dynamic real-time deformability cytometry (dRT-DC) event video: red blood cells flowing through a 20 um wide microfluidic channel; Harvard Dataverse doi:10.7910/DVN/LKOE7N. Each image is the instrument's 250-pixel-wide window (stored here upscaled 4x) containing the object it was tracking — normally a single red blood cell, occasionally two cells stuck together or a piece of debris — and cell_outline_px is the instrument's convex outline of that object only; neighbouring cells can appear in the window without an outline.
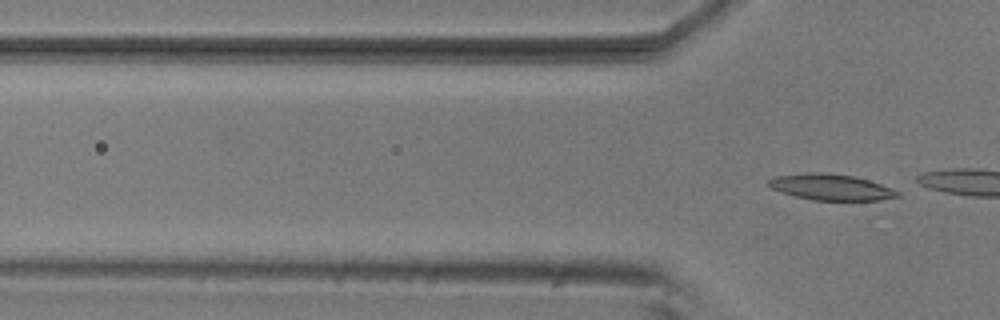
{"species": "common noctule bat (a hibernating species)", "species_latin": "Nyctalus noctula", "temperature_condition": "room temperature", "stored_images_in_passage": 4, "camera_frame_rate_fps": 3000, "um_per_image_px": 0.085, "animal": {"sex": "male", "body_mass_g": 20.5, "forearm_length_mm": 52.5}, "frame": {"image": 1, "passage_image": 4, "time_ms": 1.0, "image_size_px": [1000, 320], "cell_outline_px": [[900, 196], [880, 200], [812, 200], [792, 196], [780, 192], [772, 188], [768, 184], [768, 180], [776, 176], [808, 172], [828, 172], [852, 176], [868, 180], [892, 188], [900, 192]], "centroid_in_image_um": [70.61, 15.9], "position_along_channel_um": 55.2, "area_um2": 19.65}}